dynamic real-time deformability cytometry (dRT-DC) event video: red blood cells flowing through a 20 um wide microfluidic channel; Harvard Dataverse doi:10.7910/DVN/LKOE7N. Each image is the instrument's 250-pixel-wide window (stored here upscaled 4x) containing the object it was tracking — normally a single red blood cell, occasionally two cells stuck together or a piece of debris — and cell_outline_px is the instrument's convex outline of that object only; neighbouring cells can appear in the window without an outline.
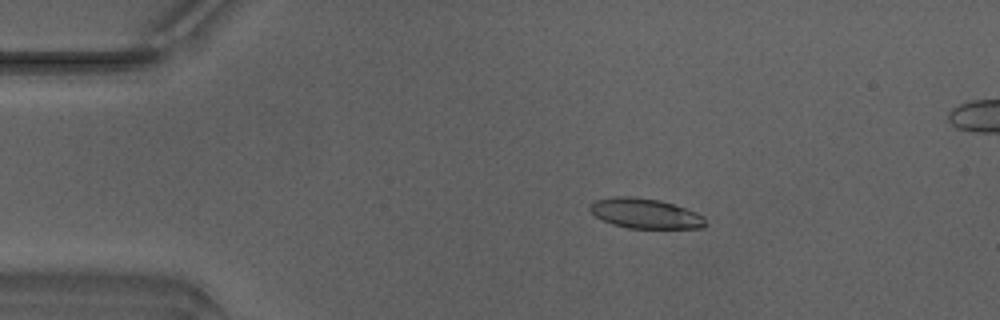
{"species": "Egyptian fruit bat (a non-hibernating species)", "species_latin": "Rousettus aegyptiacus", "temperature_condition": "warm", "stored_images_in_passage": 13, "camera_frame_rate_fps": 3000, "um_per_image_px": 0.085, "animal": {"sex": "male"}, "frame": {"image": 1, "passage_image": 9, "time_ms": 2.667, "image_size_px": [1000, 320], "cell_outline_px": [[708, 224], [704, 228], [628, 228], [612, 224], [596, 216], [588, 208], [588, 204], [596, 200], [612, 196], [632, 196], [660, 200], [696, 212], [704, 216]], "centroid_in_image_um": [54.85, 18.14], "position_along_channel_um": 30.2, "area_um2": 20.29}}